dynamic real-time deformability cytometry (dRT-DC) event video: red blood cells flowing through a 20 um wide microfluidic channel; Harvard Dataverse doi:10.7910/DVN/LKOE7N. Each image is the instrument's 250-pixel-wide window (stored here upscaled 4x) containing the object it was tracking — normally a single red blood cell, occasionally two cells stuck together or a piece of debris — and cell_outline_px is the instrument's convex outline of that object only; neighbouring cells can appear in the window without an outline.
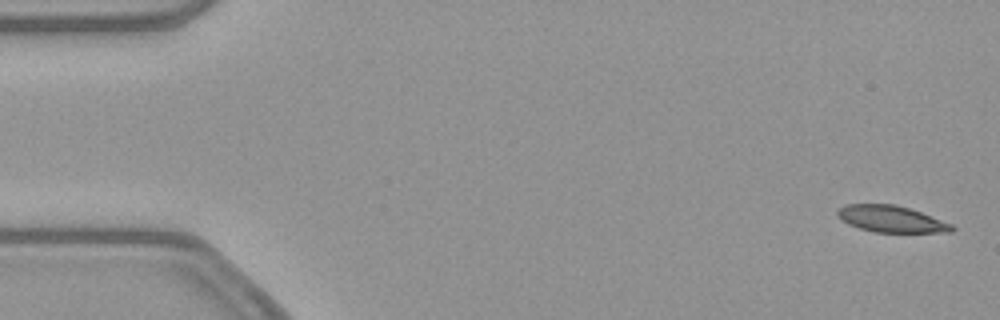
{"species": "common noctule bat (a hibernating species)", "species_latin": "Nyctalus noctula", "temperature_condition": "warm", "stored_images_in_passage": 53, "camera_frame_rate_fps": 3000, "um_per_image_px": 0.085, "animal": {"sex": "female", "body_mass_g": 21.9}, "frame": {"image": 1, "passage_image": 2, "time_ms": 0.333, "image_size_px": [1000, 320], "cell_outline_px": [[956, 228], [952, 232], [876, 232], [860, 228], [848, 224], [840, 220], [836, 216], [836, 212], [844, 204], [896, 204], [920, 212], [952, 224]], "centroid_in_image_um": [75.72, 18.61], "position_along_channel_um": 9.3, "area_um2": 17.69}}
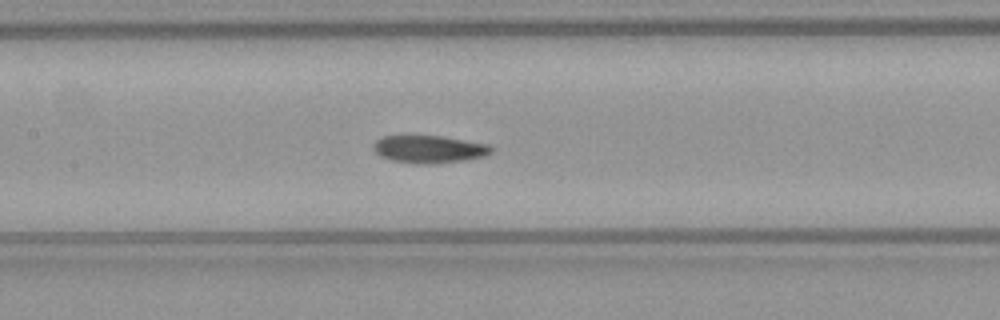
{"frame": {"image": 2, "passage_image": 25, "time_ms": 8.0, "image_size_px": [1000, 320], "cell_outline_px": [[492, 152], [484, 156], [468, 160], [432, 164], [412, 164], [392, 160], [380, 156], [372, 148], [372, 144], [376, 140], [384, 136], [444, 136], [488, 144], [492, 148]], "centroid_in_image_um": [36.47, 12.69], "position_along_channel_um": 170.9, "area_um2": 19.13}}
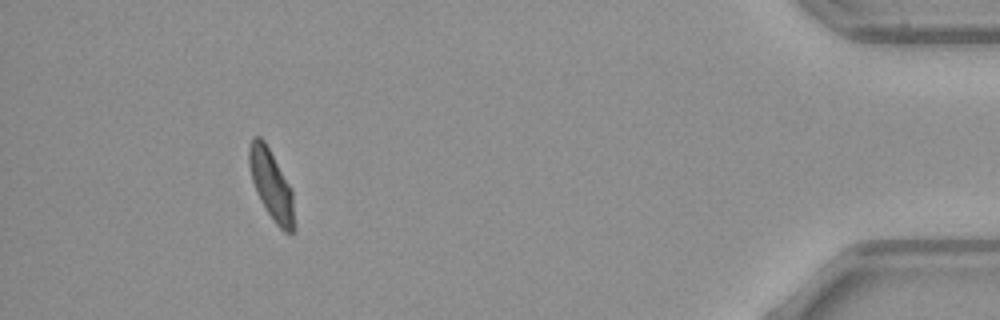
{"frame": {"image": 3, "passage_image": 49, "time_ms": 16.0, "image_size_px": [1000, 320], "cell_outline_px": [[296, 228], [292, 232], [284, 232], [276, 224], [260, 200], [256, 192], [252, 180], [248, 164], [248, 148], [252, 140], [256, 136], [260, 136], [264, 140], [292, 188], [296, 224]], "centroid_in_image_um": [23.09, 15.73], "position_along_channel_um": 412.1, "area_um2": 18.55}}